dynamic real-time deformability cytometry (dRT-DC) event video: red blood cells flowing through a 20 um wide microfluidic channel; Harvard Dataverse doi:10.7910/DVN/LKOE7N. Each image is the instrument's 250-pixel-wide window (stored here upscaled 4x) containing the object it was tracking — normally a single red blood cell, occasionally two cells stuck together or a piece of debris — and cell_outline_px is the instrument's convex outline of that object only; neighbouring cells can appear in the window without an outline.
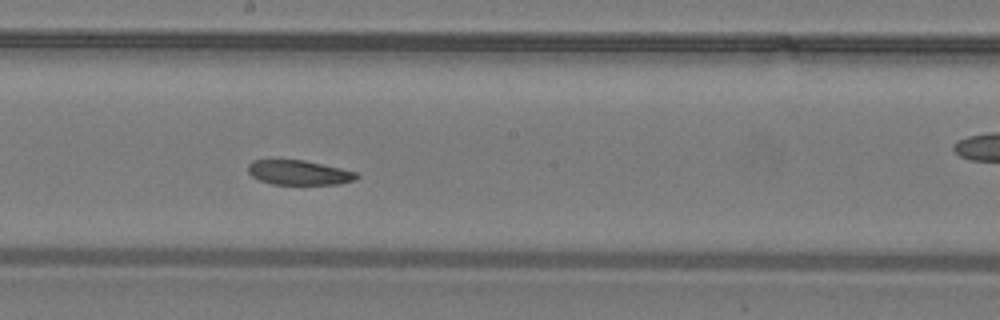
{"species": "common noctule bat (a hibernating species)", "species_latin": "Nyctalus noctula", "temperature_condition": "warm", "stored_images_in_passage": 27, "camera_frame_rate_fps": 3000, "um_per_image_px": 0.085, "animal": {"sex": "male", "body_mass_g": 19.2, "forearm_length_mm": 51.8}, "frame": {"image": 1, "passage_image": 12, "time_ms": 3.667, "image_size_px": [1000, 320], "cell_outline_px": [[360, 176], [356, 180], [340, 184], [272, 184], [260, 180], [252, 176], [248, 172], [248, 164], [252, 160], [304, 160], [340, 168], [356, 172]], "centroid_in_image_um": [25.42, 14.67], "position_along_channel_um": 222.8, "area_um2": 15.55}}